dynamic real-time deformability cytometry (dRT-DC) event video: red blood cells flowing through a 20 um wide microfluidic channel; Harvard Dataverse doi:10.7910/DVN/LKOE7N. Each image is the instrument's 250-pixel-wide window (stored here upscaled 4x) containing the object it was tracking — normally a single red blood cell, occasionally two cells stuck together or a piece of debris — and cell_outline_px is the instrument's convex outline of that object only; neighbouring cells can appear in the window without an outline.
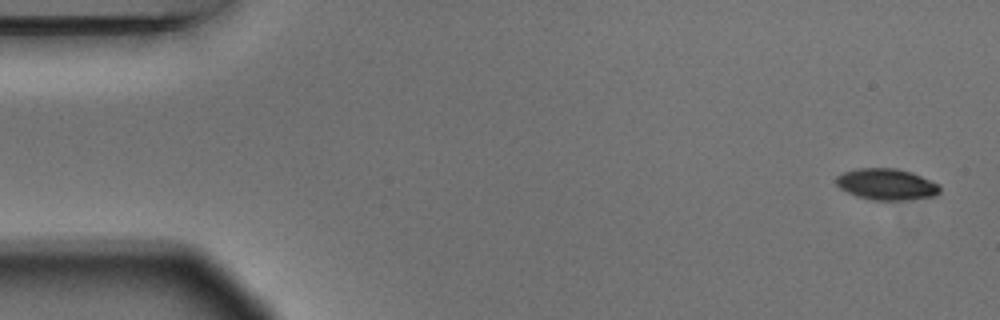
{"species": "Egyptian fruit bat (a non-hibernating species)", "species_latin": "Rousettus aegyptiacus", "temperature_condition": "warm", "stored_images_in_passage": 2, "segment_of_instrument_passage": [2, 2], "camera_frame_rate_fps": 3000, "um_per_image_px": 0.085, "animal": {"sex": "male"}, "frame": {"image": 1, "passage_image": 2, "time_ms": 0.333, "image_size_px": [1000, 320], "cell_outline_px": [[940, 192], [936, 196], [900, 200], [872, 200], [856, 196], [840, 188], [836, 184], [836, 176], [844, 172], [856, 168], [896, 168], [912, 172], [940, 184]], "centroid_in_image_um": [75.36, 15.66], "position_along_channel_um": 9.6, "area_um2": 19.02}}